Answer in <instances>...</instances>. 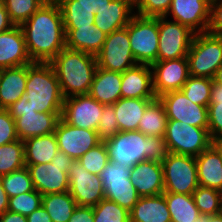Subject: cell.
Here are the masks:
<instances>
[{"label":"cell","instance_id":"cell-54","mask_svg":"<svg viewBox=\"0 0 222 222\" xmlns=\"http://www.w3.org/2000/svg\"><path fill=\"white\" fill-rule=\"evenodd\" d=\"M213 81L215 83L222 85V65L217 69V71L213 77Z\"/></svg>","mask_w":222,"mask_h":222},{"label":"cell","instance_id":"cell-1","mask_svg":"<svg viewBox=\"0 0 222 222\" xmlns=\"http://www.w3.org/2000/svg\"><path fill=\"white\" fill-rule=\"evenodd\" d=\"M21 28L32 62L49 63L66 47L62 16L55 0L45 2Z\"/></svg>","mask_w":222,"mask_h":222},{"label":"cell","instance_id":"cell-27","mask_svg":"<svg viewBox=\"0 0 222 222\" xmlns=\"http://www.w3.org/2000/svg\"><path fill=\"white\" fill-rule=\"evenodd\" d=\"M66 48L96 56L102 49L107 34L97 26L64 29Z\"/></svg>","mask_w":222,"mask_h":222},{"label":"cell","instance_id":"cell-36","mask_svg":"<svg viewBox=\"0 0 222 222\" xmlns=\"http://www.w3.org/2000/svg\"><path fill=\"white\" fill-rule=\"evenodd\" d=\"M201 215L211 216L222 213V192L214 188L198 186L192 193Z\"/></svg>","mask_w":222,"mask_h":222},{"label":"cell","instance_id":"cell-5","mask_svg":"<svg viewBox=\"0 0 222 222\" xmlns=\"http://www.w3.org/2000/svg\"><path fill=\"white\" fill-rule=\"evenodd\" d=\"M15 120L18 139L54 133L62 112H37L29 104L26 92L7 108Z\"/></svg>","mask_w":222,"mask_h":222},{"label":"cell","instance_id":"cell-46","mask_svg":"<svg viewBox=\"0 0 222 222\" xmlns=\"http://www.w3.org/2000/svg\"><path fill=\"white\" fill-rule=\"evenodd\" d=\"M18 140L15 120L7 109H0V146Z\"/></svg>","mask_w":222,"mask_h":222},{"label":"cell","instance_id":"cell-13","mask_svg":"<svg viewBox=\"0 0 222 222\" xmlns=\"http://www.w3.org/2000/svg\"><path fill=\"white\" fill-rule=\"evenodd\" d=\"M96 60L97 67L121 73L137 65L126 27L107 35Z\"/></svg>","mask_w":222,"mask_h":222},{"label":"cell","instance_id":"cell-16","mask_svg":"<svg viewBox=\"0 0 222 222\" xmlns=\"http://www.w3.org/2000/svg\"><path fill=\"white\" fill-rule=\"evenodd\" d=\"M158 98L165 107L168 120L208 129V106L193 103L181 90L167 92Z\"/></svg>","mask_w":222,"mask_h":222},{"label":"cell","instance_id":"cell-48","mask_svg":"<svg viewBox=\"0 0 222 222\" xmlns=\"http://www.w3.org/2000/svg\"><path fill=\"white\" fill-rule=\"evenodd\" d=\"M58 5H74L84 6L90 8L94 13L102 8L104 5L109 4L111 0H55Z\"/></svg>","mask_w":222,"mask_h":222},{"label":"cell","instance_id":"cell-47","mask_svg":"<svg viewBox=\"0 0 222 222\" xmlns=\"http://www.w3.org/2000/svg\"><path fill=\"white\" fill-rule=\"evenodd\" d=\"M207 33L222 36V0H211Z\"/></svg>","mask_w":222,"mask_h":222},{"label":"cell","instance_id":"cell-28","mask_svg":"<svg viewBox=\"0 0 222 222\" xmlns=\"http://www.w3.org/2000/svg\"><path fill=\"white\" fill-rule=\"evenodd\" d=\"M130 222H171L163 193L140 197L130 211Z\"/></svg>","mask_w":222,"mask_h":222},{"label":"cell","instance_id":"cell-44","mask_svg":"<svg viewBox=\"0 0 222 222\" xmlns=\"http://www.w3.org/2000/svg\"><path fill=\"white\" fill-rule=\"evenodd\" d=\"M96 132L100 141L103 142L113 138L119 132V126L113 104L104 106Z\"/></svg>","mask_w":222,"mask_h":222},{"label":"cell","instance_id":"cell-24","mask_svg":"<svg viewBox=\"0 0 222 222\" xmlns=\"http://www.w3.org/2000/svg\"><path fill=\"white\" fill-rule=\"evenodd\" d=\"M134 12V0H111L96 11L94 25L107 35L125 28Z\"/></svg>","mask_w":222,"mask_h":222},{"label":"cell","instance_id":"cell-12","mask_svg":"<svg viewBox=\"0 0 222 222\" xmlns=\"http://www.w3.org/2000/svg\"><path fill=\"white\" fill-rule=\"evenodd\" d=\"M158 17L159 39L157 61L186 57L195 32L177 21Z\"/></svg>","mask_w":222,"mask_h":222},{"label":"cell","instance_id":"cell-2","mask_svg":"<svg viewBox=\"0 0 222 222\" xmlns=\"http://www.w3.org/2000/svg\"><path fill=\"white\" fill-rule=\"evenodd\" d=\"M105 144L110 160L127 167L145 160L162 162L169 153L164 137L144 135L138 130L119 131Z\"/></svg>","mask_w":222,"mask_h":222},{"label":"cell","instance_id":"cell-6","mask_svg":"<svg viewBox=\"0 0 222 222\" xmlns=\"http://www.w3.org/2000/svg\"><path fill=\"white\" fill-rule=\"evenodd\" d=\"M186 57L190 76L213 79L222 65V36L195 33Z\"/></svg>","mask_w":222,"mask_h":222},{"label":"cell","instance_id":"cell-14","mask_svg":"<svg viewBox=\"0 0 222 222\" xmlns=\"http://www.w3.org/2000/svg\"><path fill=\"white\" fill-rule=\"evenodd\" d=\"M104 106L89 94L66 97L61 118L74 127L96 131Z\"/></svg>","mask_w":222,"mask_h":222},{"label":"cell","instance_id":"cell-52","mask_svg":"<svg viewBox=\"0 0 222 222\" xmlns=\"http://www.w3.org/2000/svg\"><path fill=\"white\" fill-rule=\"evenodd\" d=\"M0 222H27V218L24 215L7 210L0 216Z\"/></svg>","mask_w":222,"mask_h":222},{"label":"cell","instance_id":"cell-3","mask_svg":"<svg viewBox=\"0 0 222 222\" xmlns=\"http://www.w3.org/2000/svg\"><path fill=\"white\" fill-rule=\"evenodd\" d=\"M49 63L64 98L89 93L97 70L96 56L65 47Z\"/></svg>","mask_w":222,"mask_h":222},{"label":"cell","instance_id":"cell-56","mask_svg":"<svg viewBox=\"0 0 222 222\" xmlns=\"http://www.w3.org/2000/svg\"><path fill=\"white\" fill-rule=\"evenodd\" d=\"M195 222H209V216L201 215Z\"/></svg>","mask_w":222,"mask_h":222},{"label":"cell","instance_id":"cell-7","mask_svg":"<svg viewBox=\"0 0 222 222\" xmlns=\"http://www.w3.org/2000/svg\"><path fill=\"white\" fill-rule=\"evenodd\" d=\"M73 162L66 153L58 151L47 164L26 165L34 189L42 195L69 191L68 173Z\"/></svg>","mask_w":222,"mask_h":222},{"label":"cell","instance_id":"cell-8","mask_svg":"<svg viewBox=\"0 0 222 222\" xmlns=\"http://www.w3.org/2000/svg\"><path fill=\"white\" fill-rule=\"evenodd\" d=\"M131 52L137 64L152 65L158 56V17L134 15L128 25Z\"/></svg>","mask_w":222,"mask_h":222},{"label":"cell","instance_id":"cell-38","mask_svg":"<svg viewBox=\"0 0 222 222\" xmlns=\"http://www.w3.org/2000/svg\"><path fill=\"white\" fill-rule=\"evenodd\" d=\"M48 0H1L10 21L21 26Z\"/></svg>","mask_w":222,"mask_h":222},{"label":"cell","instance_id":"cell-50","mask_svg":"<svg viewBox=\"0 0 222 222\" xmlns=\"http://www.w3.org/2000/svg\"><path fill=\"white\" fill-rule=\"evenodd\" d=\"M26 218L27 222H52L49 214L42 206L26 216Z\"/></svg>","mask_w":222,"mask_h":222},{"label":"cell","instance_id":"cell-19","mask_svg":"<svg viewBox=\"0 0 222 222\" xmlns=\"http://www.w3.org/2000/svg\"><path fill=\"white\" fill-rule=\"evenodd\" d=\"M210 0H172L165 17L189 27L195 33H206L210 21Z\"/></svg>","mask_w":222,"mask_h":222},{"label":"cell","instance_id":"cell-25","mask_svg":"<svg viewBox=\"0 0 222 222\" xmlns=\"http://www.w3.org/2000/svg\"><path fill=\"white\" fill-rule=\"evenodd\" d=\"M121 80V72L97 67L88 94L101 104H114L121 98Z\"/></svg>","mask_w":222,"mask_h":222},{"label":"cell","instance_id":"cell-35","mask_svg":"<svg viewBox=\"0 0 222 222\" xmlns=\"http://www.w3.org/2000/svg\"><path fill=\"white\" fill-rule=\"evenodd\" d=\"M24 142L20 139L0 146V176L25 167Z\"/></svg>","mask_w":222,"mask_h":222},{"label":"cell","instance_id":"cell-49","mask_svg":"<svg viewBox=\"0 0 222 222\" xmlns=\"http://www.w3.org/2000/svg\"><path fill=\"white\" fill-rule=\"evenodd\" d=\"M68 222H94L92 206H77Z\"/></svg>","mask_w":222,"mask_h":222},{"label":"cell","instance_id":"cell-34","mask_svg":"<svg viewBox=\"0 0 222 222\" xmlns=\"http://www.w3.org/2000/svg\"><path fill=\"white\" fill-rule=\"evenodd\" d=\"M208 131L214 143L222 142V85L214 81L208 105Z\"/></svg>","mask_w":222,"mask_h":222},{"label":"cell","instance_id":"cell-31","mask_svg":"<svg viewBox=\"0 0 222 222\" xmlns=\"http://www.w3.org/2000/svg\"><path fill=\"white\" fill-rule=\"evenodd\" d=\"M163 195L171 222H195L201 216L192 195L171 192H164Z\"/></svg>","mask_w":222,"mask_h":222},{"label":"cell","instance_id":"cell-29","mask_svg":"<svg viewBox=\"0 0 222 222\" xmlns=\"http://www.w3.org/2000/svg\"><path fill=\"white\" fill-rule=\"evenodd\" d=\"M154 99L120 98L113 105L119 126V131L138 130L139 122L146 107Z\"/></svg>","mask_w":222,"mask_h":222},{"label":"cell","instance_id":"cell-17","mask_svg":"<svg viewBox=\"0 0 222 222\" xmlns=\"http://www.w3.org/2000/svg\"><path fill=\"white\" fill-rule=\"evenodd\" d=\"M58 149L70 156L74 161L95 147L101 141L95 130L74 127L60 118L54 131Z\"/></svg>","mask_w":222,"mask_h":222},{"label":"cell","instance_id":"cell-45","mask_svg":"<svg viewBox=\"0 0 222 222\" xmlns=\"http://www.w3.org/2000/svg\"><path fill=\"white\" fill-rule=\"evenodd\" d=\"M172 0H134L136 15L142 17H163L170 9Z\"/></svg>","mask_w":222,"mask_h":222},{"label":"cell","instance_id":"cell-33","mask_svg":"<svg viewBox=\"0 0 222 222\" xmlns=\"http://www.w3.org/2000/svg\"><path fill=\"white\" fill-rule=\"evenodd\" d=\"M77 206L69 191L42 195V207L52 222H68Z\"/></svg>","mask_w":222,"mask_h":222},{"label":"cell","instance_id":"cell-39","mask_svg":"<svg viewBox=\"0 0 222 222\" xmlns=\"http://www.w3.org/2000/svg\"><path fill=\"white\" fill-rule=\"evenodd\" d=\"M213 79L189 76L181 91L195 104L208 106L211 98Z\"/></svg>","mask_w":222,"mask_h":222},{"label":"cell","instance_id":"cell-21","mask_svg":"<svg viewBox=\"0 0 222 222\" xmlns=\"http://www.w3.org/2000/svg\"><path fill=\"white\" fill-rule=\"evenodd\" d=\"M33 63L30 59L21 26L0 33V69Z\"/></svg>","mask_w":222,"mask_h":222},{"label":"cell","instance_id":"cell-18","mask_svg":"<svg viewBox=\"0 0 222 222\" xmlns=\"http://www.w3.org/2000/svg\"><path fill=\"white\" fill-rule=\"evenodd\" d=\"M151 68L157 98L167 92L181 90L190 76L187 57L156 61Z\"/></svg>","mask_w":222,"mask_h":222},{"label":"cell","instance_id":"cell-11","mask_svg":"<svg viewBox=\"0 0 222 222\" xmlns=\"http://www.w3.org/2000/svg\"><path fill=\"white\" fill-rule=\"evenodd\" d=\"M131 167L109 161L99 178L102 180L105 199L114 201L129 212L140 196L130 181Z\"/></svg>","mask_w":222,"mask_h":222},{"label":"cell","instance_id":"cell-20","mask_svg":"<svg viewBox=\"0 0 222 222\" xmlns=\"http://www.w3.org/2000/svg\"><path fill=\"white\" fill-rule=\"evenodd\" d=\"M130 181L140 197L164 193L162 162L145 160L131 167Z\"/></svg>","mask_w":222,"mask_h":222},{"label":"cell","instance_id":"cell-43","mask_svg":"<svg viewBox=\"0 0 222 222\" xmlns=\"http://www.w3.org/2000/svg\"><path fill=\"white\" fill-rule=\"evenodd\" d=\"M42 206V194L37 190L9 198L8 210L28 216Z\"/></svg>","mask_w":222,"mask_h":222},{"label":"cell","instance_id":"cell-23","mask_svg":"<svg viewBox=\"0 0 222 222\" xmlns=\"http://www.w3.org/2000/svg\"><path fill=\"white\" fill-rule=\"evenodd\" d=\"M200 186L222 189V142L212 143L195 157Z\"/></svg>","mask_w":222,"mask_h":222},{"label":"cell","instance_id":"cell-40","mask_svg":"<svg viewBox=\"0 0 222 222\" xmlns=\"http://www.w3.org/2000/svg\"><path fill=\"white\" fill-rule=\"evenodd\" d=\"M1 181L9 198L35 190L26 166L1 176Z\"/></svg>","mask_w":222,"mask_h":222},{"label":"cell","instance_id":"cell-53","mask_svg":"<svg viewBox=\"0 0 222 222\" xmlns=\"http://www.w3.org/2000/svg\"><path fill=\"white\" fill-rule=\"evenodd\" d=\"M9 197L3 188L0 176V216L8 210Z\"/></svg>","mask_w":222,"mask_h":222},{"label":"cell","instance_id":"cell-37","mask_svg":"<svg viewBox=\"0 0 222 222\" xmlns=\"http://www.w3.org/2000/svg\"><path fill=\"white\" fill-rule=\"evenodd\" d=\"M64 29H77L78 27H92L95 13L90 8L74 5H58Z\"/></svg>","mask_w":222,"mask_h":222},{"label":"cell","instance_id":"cell-42","mask_svg":"<svg viewBox=\"0 0 222 222\" xmlns=\"http://www.w3.org/2000/svg\"><path fill=\"white\" fill-rule=\"evenodd\" d=\"M110 161L105 142L101 141L95 147L83 154L78 162L91 174L99 175Z\"/></svg>","mask_w":222,"mask_h":222},{"label":"cell","instance_id":"cell-10","mask_svg":"<svg viewBox=\"0 0 222 222\" xmlns=\"http://www.w3.org/2000/svg\"><path fill=\"white\" fill-rule=\"evenodd\" d=\"M162 166L164 192L192 195L199 186L194 156L169 152Z\"/></svg>","mask_w":222,"mask_h":222},{"label":"cell","instance_id":"cell-22","mask_svg":"<svg viewBox=\"0 0 222 222\" xmlns=\"http://www.w3.org/2000/svg\"><path fill=\"white\" fill-rule=\"evenodd\" d=\"M121 98L156 99L151 65L137 64L122 73Z\"/></svg>","mask_w":222,"mask_h":222},{"label":"cell","instance_id":"cell-30","mask_svg":"<svg viewBox=\"0 0 222 222\" xmlns=\"http://www.w3.org/2000/svg\"><path fill=\"white\" fill-rule=\"evenodd\" d=\"M25 164H47L59 151L55 133L31 137L23 141Z\"/></svg>","mask_w":222,"mask_h":222},{"label":"cell","instance_id":"cell-41","mask_svg":"<svg viewBox=\"0 0 222 222\" xmlns=\"http://www.w3.org/2000/svg\"><path fill=\"white\" fill-rule=\"evenodd\" d=\"M94 222H130V212L114 201L102 199L93 206Z\"/></svg>","mask_w":222,"mask_h":222},{"label":"cell","instance_id":"cell-26","mask_svg":"<svg viewBox=\"0 0 222 222\" xmlns=\"http://www.w3.org/2000/svg\"><path fill=\"white\" fill-rule=\"evenodd\" d=\"M27 65L0 69V109H7L24 93Z\"/></svg>","mask_w":222,"mask_h":222},{"label":"cell","instance_id":"cell-9","mask_svg":"<svg viewBox=\"0 0 222 222\" xmlns=\"http://www.w3.org/2000/svg\"><path fill=\"white\" fill-rule=\"evenodd\" d=\"M164 141L170 153L194 157L213 143L208 129L195 127L178 120H168Z\"/></svg>","mask_w":222,"mask_h":222},{"label":"cell","instance_id":"cell-51","mask_svg":"<svg viewBox=\"0 0 222 222\" xmlns=\"http://www.w3.org/2000/svg\"><path fill=\"white\" fill-rule=\"evenodd\" d=\"M15 26L9 18L8 12L0 2V33L6 32Z\"/></svg>","mask_w":222,"mask_h":222},{"label":"cell","instance_id":"cell-55","mask_svg":"<svg viewBox=\"0 0 222 222\" xmlns=\"http://www.w3.org/2000/svg\"><path fill=\"white\" fill-rule=\"evenodd\" d=\"M209 222H222V213L209 216Z\"/></svg>","mask_w":222,"mask_h":222},{"label":"cell","instance_id":"cell-15","mask_svg":"<svg viewBox=\"0 0 222 222\" xmlns=\"http://www.w3.org/2000/svg\"><path fill=\"white\" fill-rule=\"evenodd\" d=\"M69 192L78 206H95L105 198L99 175L89 173L74 161L68 173Z\"/></svg>","mask_w":222,"mask_h":222},{"label":"cell","instance_id":"cell-32","mask_svg":"<svg viewBox=\"0 0 222 222\" xmlns=\"http://www.w3.org/2000/svg\"><path fill=\"white\" fill-rule=\"evenodd\" d=\"M167 122L165 107L160 99L156 98L146 107L139 122L138 131L144 135L164 137Z\"/></svg>","mask_w":222,"mask_h":222},{"label":"cell","instance_id":"cell-4","mask_svg":"<svg viewBox=\"0 0 222 222\" xmlns=\"http://www.w3.org/2000/svg\"><path fill=\"white\" fill-rule=\"evenodd\" d=\"M25 92L35 111L62 112L64 96L50 63L33 62L27 65Z\"/></svg>","mask_w":222,"mask_h":222}]
</instances>
